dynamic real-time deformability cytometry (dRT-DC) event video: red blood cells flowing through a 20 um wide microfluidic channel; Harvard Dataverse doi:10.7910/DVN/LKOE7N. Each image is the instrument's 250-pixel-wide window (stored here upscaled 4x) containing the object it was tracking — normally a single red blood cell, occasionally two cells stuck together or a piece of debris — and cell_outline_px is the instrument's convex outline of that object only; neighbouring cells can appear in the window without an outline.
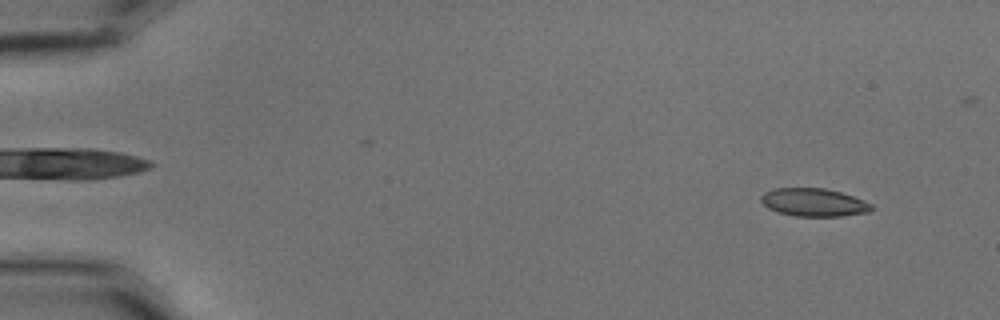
{"species": "common noctule bat (a hibernating species)", "species_latin": "Nyctalus noctula", "temperature_condition": "cold", "stored_images_in_passage": 10, "camera_frame_rate_fps": 3000, "um_per_image_px": 0.085, "animal": {"sex": "male", "body_mass_g": 15.6}, "frame": {"image": 1, "passage_image": 2, "time_ms": 0.333, "image_size_px": [1000, 320], "cell_outline_px": [[876, 208], [868, 212], [844, 216], [792, 216], [776, 212], [768, 208], [760, 200], [760, 196], [764, 192], [772, 188], [824, 188], [840, 192], [864, 200], [872, 204]], "centroid_in_image_um": [69.16, 17.21], "position_along_channel_um": 15.8, "area_um2": 18.26}}
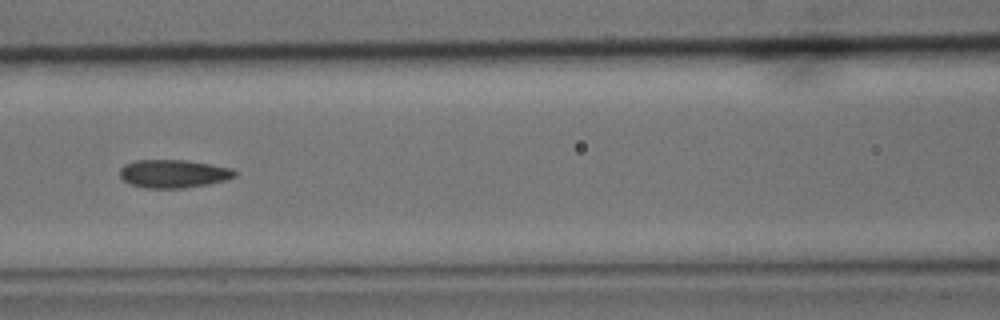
{"frame": {"image": 2, "passage_image": 6, "time_ms": 1.667, "image_size_px": [1000, 320], "cell_outline_px": [[236, 176], [224, 180], [208, 184], [184, 188], [144, 188], [128, 184], [120, 176], [120, 168], [124, 164], [136, 160], [184, 160], [232, 168], [236, 172]], "centroid_in_image_um": [14.7, 14.77], "position_along_channel_um": 151.9, "area_um2": 18.84}}
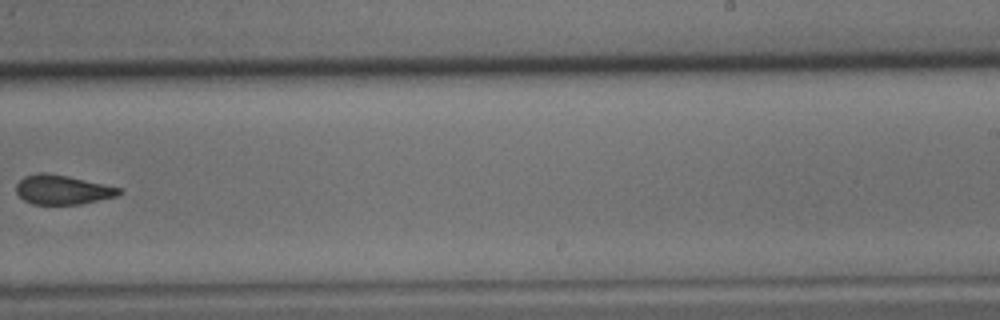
{"frame": {"image": 3, "passage_image": 9, "time_ms": 2.667, "image_size_px": [1000, 320], "cell_outline_px": [[124, 192], [116, 196], [80, 204], [32, 204], [24, 200], [16, 192], [16, 184], [24, 176], [36, 172], [44, 172], [68, 176], [104, 184], [120, 188]], "centroid_in_image_um": [5.29, 16.12], "position_along_channel_um": 283.7, "area_um2": 17.57}}